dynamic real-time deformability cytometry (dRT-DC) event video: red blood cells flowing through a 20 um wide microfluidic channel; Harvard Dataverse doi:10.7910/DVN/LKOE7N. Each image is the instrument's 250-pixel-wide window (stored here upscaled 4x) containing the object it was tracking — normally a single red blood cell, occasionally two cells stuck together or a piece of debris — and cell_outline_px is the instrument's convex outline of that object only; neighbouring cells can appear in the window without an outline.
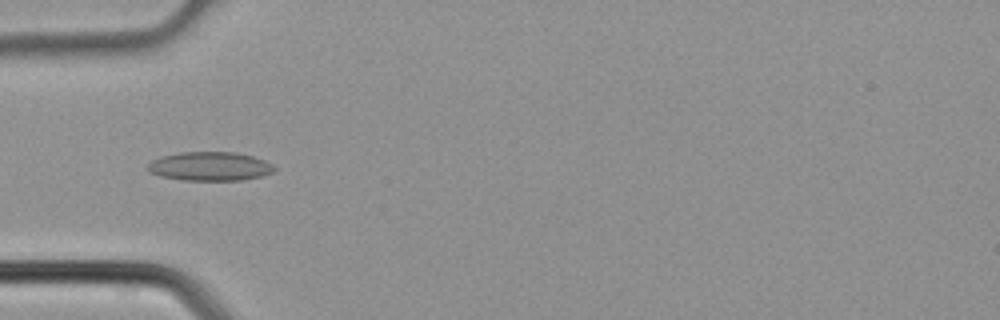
{"species": "common noctule bat (a hibernating species)", "species_latin": "Nyctalus noctula", "temperature_condition": "cold", "stored_images_in_passage": 3, "camera_frame_rate_fps": 3000, "um_per_image_px": 0.085, "animal": {"sex": "male", "body_mass_g": 21.5, "forearm_length_mm": 52.0}, "frame": {"image": 1, "passage_image": 3, "time_ms": 0.667, "image_size_px": [1000, 320], "cell_outline_px": [[276, 168], [272, 172], [260, 176], [240, 180], [184, 180], [160, 176], [148, 172], [144, 168], [152, 160], [164, 156], [180, 152], [236, 152], [252, 156], [264, 160], [272, 164]], "centroid_in_image_um": [17.81, 14.13], "position_along_channel_um": 67.2, "area_um2": 21.27}}